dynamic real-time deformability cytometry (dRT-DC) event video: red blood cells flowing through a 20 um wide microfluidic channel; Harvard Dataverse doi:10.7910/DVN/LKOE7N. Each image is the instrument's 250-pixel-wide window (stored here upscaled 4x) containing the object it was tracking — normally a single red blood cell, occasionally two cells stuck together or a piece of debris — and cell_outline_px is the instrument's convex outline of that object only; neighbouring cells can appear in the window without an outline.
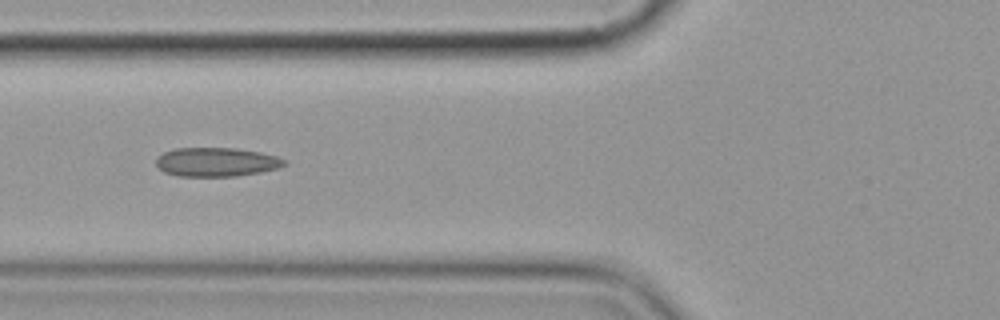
{"species": "common noctule bat (a hibernating species)", "species_latin": "Nyctalus noctula", "temperature_condition": "cold", "stored_images_in_passage": 12, "camera_frame_rate_fps": 3000, "um_per_image_px": 0.085, "animal": {"sex": "female", "body_mass_g": 19.9}, "frame": {"image": 1, "passage_image": 3, "time_ms": 2.333, "image_size_px": [1000, 320], "cell_outline_px": [[288, 164], [280, 168], [260, 172], [236, 176], [176, 176], [164, 172], [156, 164], [156, 156], [164, 152], [176, 148], [236, 148], [260, 152], [276, 156], [288, 160]], "centroid_in_image_um": [18.42, 13.77], "position_along_channel_um": 107.4, "area_um2": 21.85}}
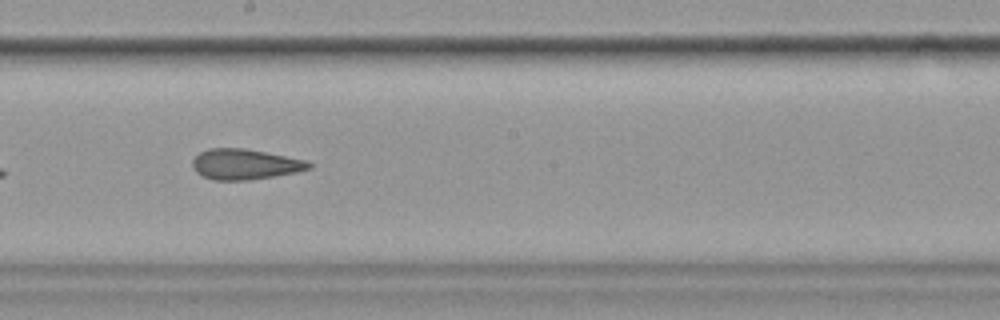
{"frame": {"image": 2, "passage_image": 6, "time_ms": 5.667, "image_size_px": [1000, 320], "cell_outline_px": [[312, 168], [296, 172], [248, 180], [212, 180], [196, 172], [192, 168], [192, 160], [200, 152], [208, 148], [244, 148], [304, 160], [312, 164]], "centroid_in_image_um": [20.77, 13.96], "position_along_channel_um": 227.4, "area_um2": 20.46}}
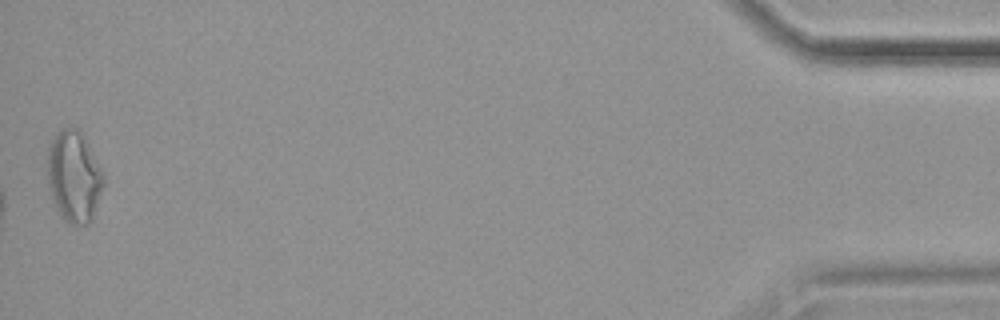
{"frame": {"image": 3, "passage_image": 12, "time_ms": 13.667, "image_size_px": [1000, 320], "cell_outline_px": [[104, 184], [92, 220], [88, 224], [72, 224], [64, 220], [60, 216], [52, 200], [48, 180], [48, 144], [56, 132], [60, 128], [76, 128], [80, 132], [88, 144], [104, 172]], "centroid_in_image_um": [6.29, 15.01], "position_along_channel_um": 428.9, "area_um2": 29.94}, "authors_computed_cell_mechanics": {"area_um2": 21.4438, "velocity_mm_per_s": 3.6096, "shape_relaxation_time_tau1_ms": null, "shape_relaxation_time_tau2_ms": 3.9523, "deformation_change_tau1": null, "deformation_change_tau2": 0.0981}}